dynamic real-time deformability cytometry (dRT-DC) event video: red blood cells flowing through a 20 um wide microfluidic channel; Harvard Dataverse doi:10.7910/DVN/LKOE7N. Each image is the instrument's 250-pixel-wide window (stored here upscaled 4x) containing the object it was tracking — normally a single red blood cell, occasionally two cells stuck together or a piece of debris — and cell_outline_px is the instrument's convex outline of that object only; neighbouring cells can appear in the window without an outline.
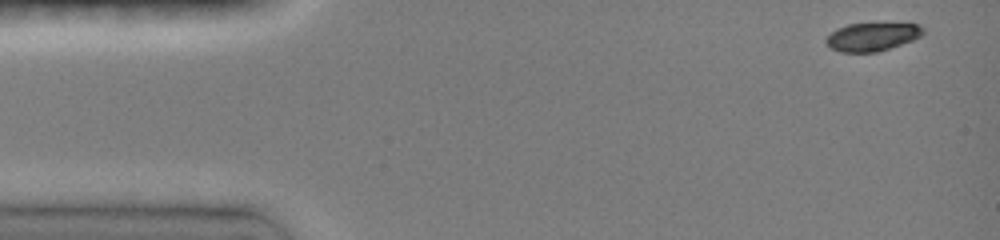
{"species": "common noctule bat (a hibernating species)", "species_latin": "Nyctalus noctula", "temperature_condition": "room temperature", "stored_images_in_passage": 12, "camera_frame_rate_fps": 3000, "um_per_image_px": 0.085, "animal": {"sex": "female", "body_mass_g": 19.0, "forearm_length_mm": 51.5}, "frame": {"image": 1, "passage_image": 1, "time_ms": 0.0, "image_size_px": [1000, 240], "cell_outline_px": [[924, 32], [920, 36], [912, 40], [876, 52], [840, 52], [832, 48], [824, 40], [836, 28], [848, 24], [920, 24], [924, 28]], "centroid_in_image_um": [74.12, 3.12], "position_along_channel_um": 10.9, "area_um2": 15.66}}
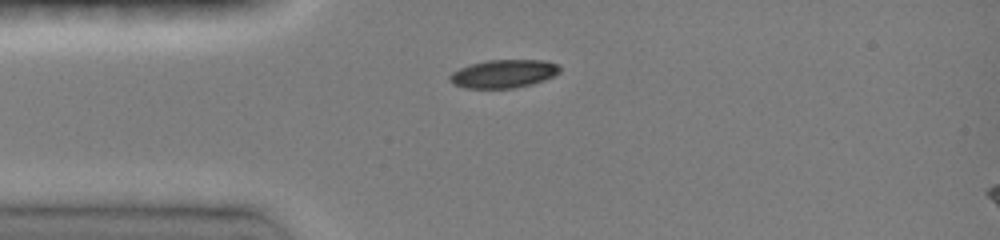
{"frame": {"image": 2, "passage_image": 8, "time_ms": 3.0, "image_size_px": [1000, 240], "cell_outline_px": [[560, 72], [544, 80], [532, 84], [512, 88], [464, 88], [452, 84], [448, 80], [448, 76], [452, 72], [460, 68], [472, 64], [488, 60], [544, 60], [560, 64]], "centroid_in_image_um": [42.79, 6.27], "position_along_channel_um": 42.2, "area_um2": 18.15}}